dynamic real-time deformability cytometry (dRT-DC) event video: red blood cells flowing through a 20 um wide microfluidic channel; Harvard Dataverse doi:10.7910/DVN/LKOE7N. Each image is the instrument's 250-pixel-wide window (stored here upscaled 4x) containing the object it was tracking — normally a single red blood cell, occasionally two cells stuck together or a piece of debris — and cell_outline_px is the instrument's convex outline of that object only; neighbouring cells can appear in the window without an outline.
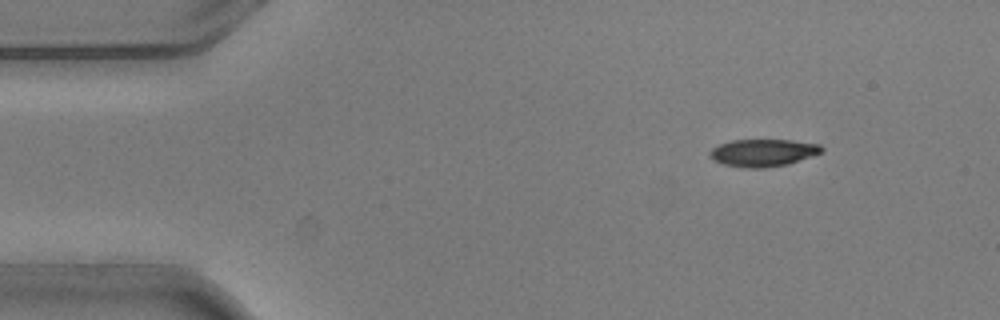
{"species": "common noctule bat (a hibernating species)", "species_latin": "Nyctalus noctula", "temperature_condition": "warm", "stored_images_in_passage": 5, "camera_frame_rate_fps": 3000, "um_per_image_px": 0.085, "animal": {"sex": "male", "body_mass_g": 20.5, "forearm_length_mm": 52.5}, "frame": {"image": 1, "passage_image": 2, "time_ms": 0.333, "image_size_px": [1000, 320], "cell_outline_px": [[824, 152], [788, 164], [764, 168], [744, 168], [724, 164], [712, 160], [708, 156], [708, 152], [712, 148], [720, 144], [732, 140], [792, 140], [820, 144], [824, 148]], "centroid_in_image_um": [64.86, 12.98], "position_along_channel_um": 20.1, "area_um2": 18.03}}
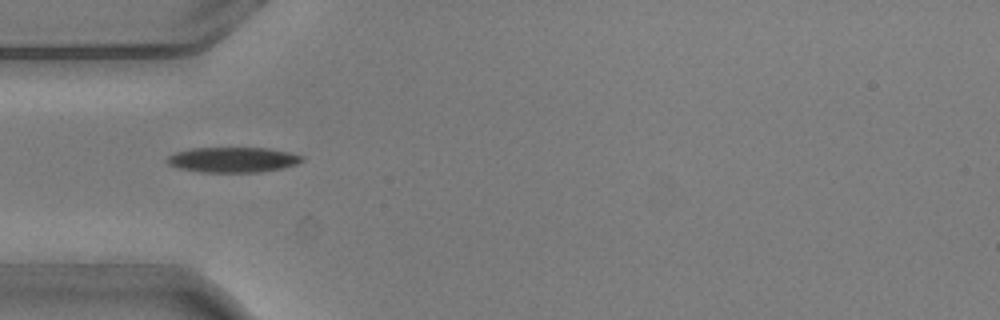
{"frame": {"image": 2, "passage_image": 5, "time_ms": 1.333, "image_size_px": [1000, 320], "cell_outline_px": [[304, 160], [296, 164], [284, 168], [260, 172], [200, 172], [180, 168], [168, 164], [164, 160], [168, 156], [176, 152], [192, 148], [268, 148], [288, 152], [304, 156]], "centroid_in_image_um": [19.8, 13.58], "position_along_channel_um": 65.2, "area_um2": 19.88}}